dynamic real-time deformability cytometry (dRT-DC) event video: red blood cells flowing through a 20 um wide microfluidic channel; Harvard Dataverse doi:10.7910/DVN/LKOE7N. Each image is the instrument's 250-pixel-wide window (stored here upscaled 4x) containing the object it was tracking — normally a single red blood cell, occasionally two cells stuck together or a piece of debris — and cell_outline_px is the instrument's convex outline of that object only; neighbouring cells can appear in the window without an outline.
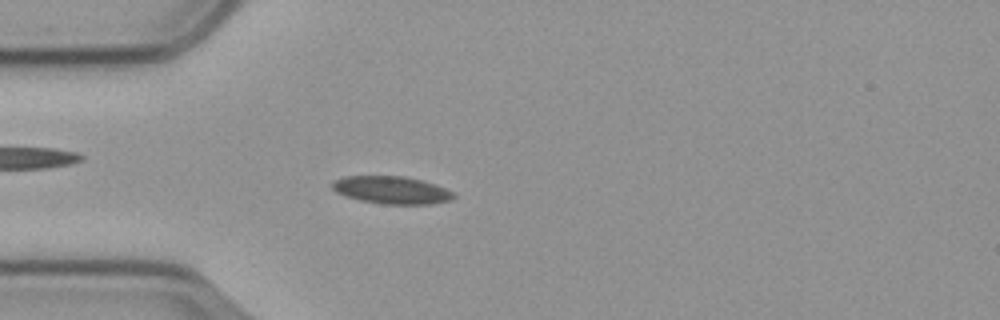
{"species": "common noctule bat (a hibernating species)", "species_latin": "Nyctalus noctula", "temperature_condition": "cold", "stored_images_in_passage": 57, "camera_frame_rate_fps": 3000, "um_per_image_px": 0.085, "animal": {"sex": "male", "body_mass_g": 23.1, "forearm_length_mm": 52.7}, "frame": {"image": 1, "passage_image": 15, "time_ms": 4.667, "image_size_px": [1000, 320], "cell_outline_px": [[456, 196], [452, 200], [432, 204], [384, 204], [360, 200], [336, 192], [332, 188], [332, 180], [344, 176], [404, 176], [436, 184], [452, 192]], "centroid_in_image_um": [33.29, 16.15], "position_along_channel_um": 51.7, "area_um2": 19.48}}
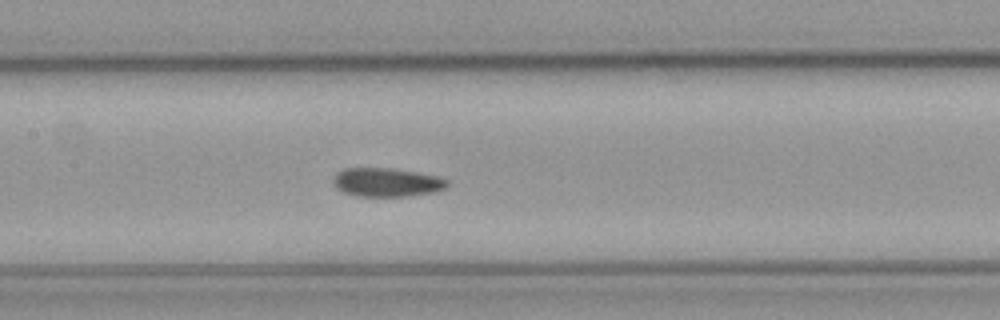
{"frame": {"image": 2, "passage_image": 26, "time_ms": 8.333, "image_size_px": [1000, 320], "cell_outline_px": [[448, 184], [444, 188], [436, 192], [408, 196], [356, 196], [344, 192], [336, 188], [332, 184], [332, 180], [336, 172], [344, 168], [392, 168], [440, 176], [448, 180]], "centroid_in_image_um": [32.85, 15.49], "position_along_channel_um": 174.5, "area_um2": 19.31}}
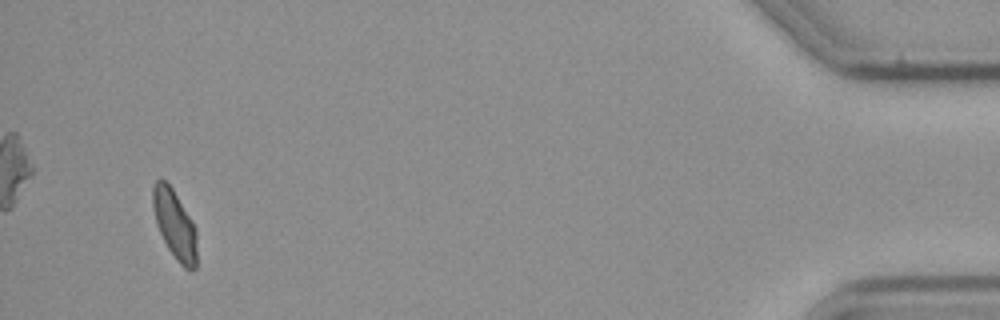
{"frame": {"image": 3, "passage_image": 54, "time_ms": 17.667, "image_size_px": [1000, 320], "cell_outline_px": [[196, 268], [192, 272], [188, 272], [180, 264], [168, 248], [156, 224], [152, 208], [152, 184], [156, 180], [164, 180], [172, 188], [196, 228]], "centroid_in_image_um": [14.84, 19.1], "position_along_channel_um": 420.4, "area_um2": 17.69}, "authors_computed_cell_mechanics": {"area_um2": 18.9584, "velocity_mm_per_s": 3.5426, "shape_relaxation_time_tau1_ms": null, "shape_relaxation_time_tau2_ms": 3.507, "deformation_change_tau1": null, "deformation_change_tau2": 0.0528}}